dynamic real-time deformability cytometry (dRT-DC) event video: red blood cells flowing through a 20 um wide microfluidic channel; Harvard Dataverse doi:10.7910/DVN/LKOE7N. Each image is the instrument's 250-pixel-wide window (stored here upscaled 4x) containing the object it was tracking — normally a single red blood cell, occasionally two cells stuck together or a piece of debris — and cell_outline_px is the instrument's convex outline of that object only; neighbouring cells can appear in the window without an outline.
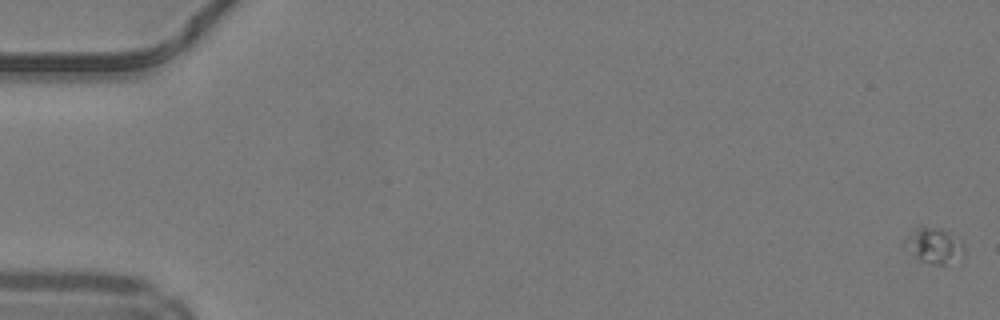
{"species": "common noctule bat (a hibernating species)", "species_latin": "Nyctalus noctula", "temperature_condition": "warm", "stored_images_in_passage": 50, "camera_frame_rate_fps": 3000, "um_per_image_px": 0.085, "animal": {"sex": "male", "body_mass_g": 19.2, "forearm_length_mm": 51.8}, "frame": {"image": 1, "passage_image": 1, "time_ms": 0.0, "image_size_px": [1000, 320], "cell_outline_px": [[964, 256], [944, 264], [920, 264], [908, 252], [904, 244], [904, 240], [916, 228], [940, 228], [948, 232], [964, 244]], "centroid_in_image_um": [79.36, 20.93], "position_along_channel_um": 5.6, "area_um2": 12.25}}
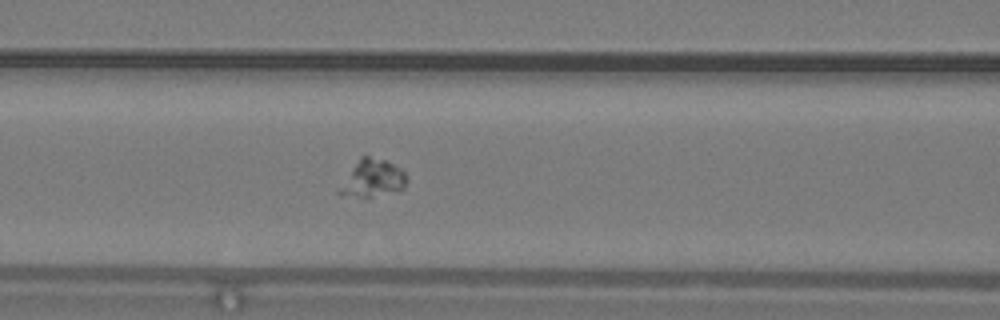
{"frame": {"image": 2, "passage_image": 22, "time_ms": 7.0, "image_size_px": [1000, 320], "cell_outline_px": [[408, 180], [404, 188], [400, 192], [372, 196], [360, 196], [336, 192], [360, 156], [368, 156], [384, 160], [400, 168], [404, 172]], "centroid_in_image_um": [31.73, 15.16], "position_along_channel_um": 134.9, "area_um2": 14.28}}
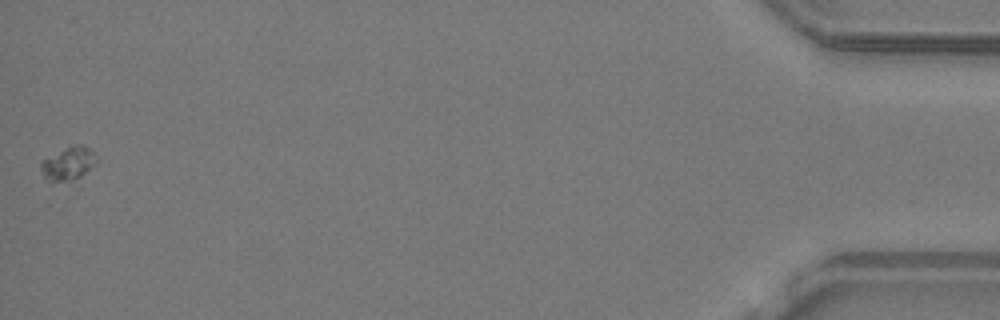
{"frame": {"image": 3, "passage_image": 50, "time_ms": 16.333, "image_size_px": [1000, 320], "cell_outline_px": [[96, 164], [80, 188], [52, 184], [44, 180], [40, 168], [40, 160], [72, 144], [84, 144], [92, 152], [96, 160]], "centroid_in_image_um": [5.83, 14.11], "position_along_channel_um": 429.4, "area_um2": 12.83}}